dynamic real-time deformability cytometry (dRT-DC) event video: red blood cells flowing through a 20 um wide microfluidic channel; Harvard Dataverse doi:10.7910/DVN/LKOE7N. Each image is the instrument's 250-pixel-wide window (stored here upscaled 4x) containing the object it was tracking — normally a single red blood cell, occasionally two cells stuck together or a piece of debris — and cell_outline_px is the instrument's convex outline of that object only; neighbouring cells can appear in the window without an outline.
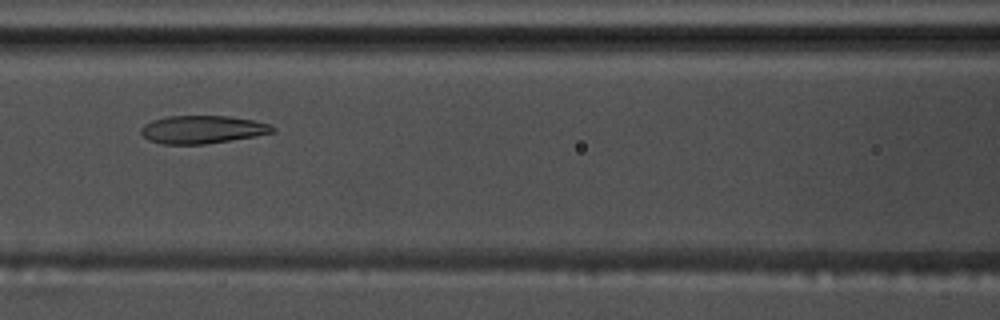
{"species": "common noctule bat (a hibernating species)", "species_latin": "Nyctalus noctula", "temperature_condition": "warm", "stored_images_in_passage": 48, "camera_frame_rate_fps": 3000, "um_per_image_px": 0.085, "animal": {"sex": "male", "body_mass_g": 17.5, "forearm_length_mm": 52.3}, "frame": {"image": 1, "passage_image": 17, "time_ms": 5.333, "image_size_px": [1000, 320], "cell_outline_px": [[276, 132], [256, 136], [204, 144], [164, 144], [148, 140], [140, 132], [140, 128], [144, 124], [152, 120], [168, 116], [228, 116], [252, 120], [268, 124], [276, 128]], "centroid_in_image_um": [17.19, 11.01], "position_along_channel_um": 149.4, "area_um2": 21.39}}
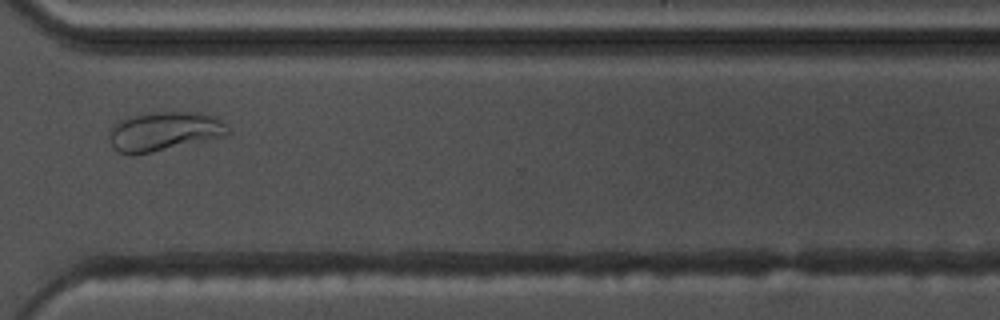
{"frame": {"image": 2, "passage_image": 34, "time_ms": 11.0, "image_size_px": [1000, 320], "cell_outline_px": [[232, 132], [224, 136], [152, 152], [132, 156], [116, 152], [108, 136], [112, 128], [120, 120], [128, 116], [148, 112], [196, 112], [212, 116], [228, 124]], "centroid_in_image_um": [13.94, 11.17], "position_along_channel_um": 356.7, "area_um2": 27.17}}
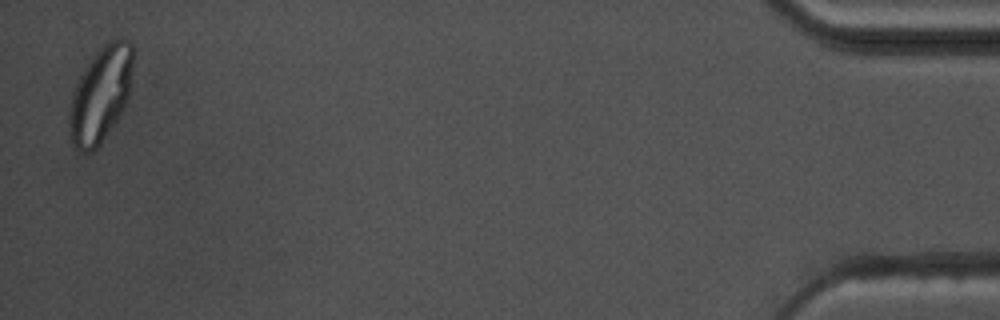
{"frame": {"image": 3, "passage_image": 47, "time_ms": 15.333, "image_size_px": [1000, 320], "cell_outline_px": [[132, 64], [128, 100], [124, 108], [100, 144], [92, 152], [80, 152], [72, 148], [68, 136], [68, 112], [72, 96], [76, 84], [88, 64], [96, 52], [108, 40], [116, 36], [128, 40], [132, 44]], "centroid_in_image_um": [8.52, 8.07], "position_along_channel_um": 426.7, "area_um2": 35.66}, "authors_computed_cell_mechanics": {"area_um2": 23.2934, "velocity_mm_per_s": 3.6621, "shape_relaxation_time_tau1_ms": 7.8708, "shape_relaxation_time_tau2_ms": 1.6528, "deformation_change_tau1": 0.2405, "deformation_change_tau2": 0.0849}}